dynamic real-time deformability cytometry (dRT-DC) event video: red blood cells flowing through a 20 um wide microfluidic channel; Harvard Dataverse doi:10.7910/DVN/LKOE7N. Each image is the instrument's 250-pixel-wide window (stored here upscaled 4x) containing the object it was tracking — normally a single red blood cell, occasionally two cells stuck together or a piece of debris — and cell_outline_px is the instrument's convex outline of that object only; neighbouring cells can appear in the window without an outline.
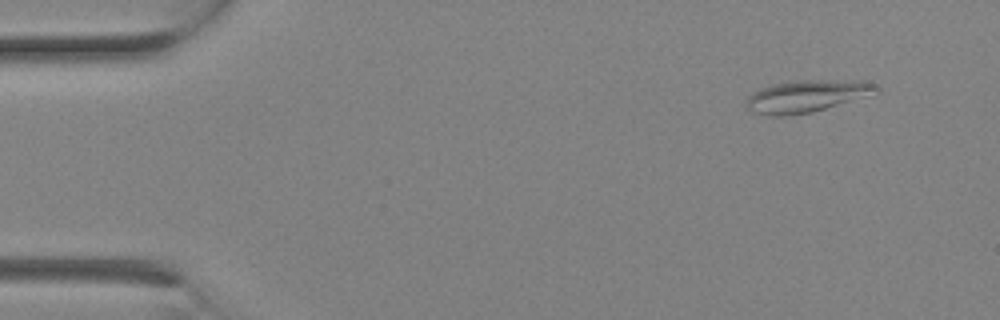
{"species": "Egyptian fruit bat (a non-hibernating species)", "species_latin": "Rousettus aegyptiacus", "temperature_condition": "room temperature", "stored_images_in_passage": 2, "camera_frame_rate_fps": 3000, "um_per_image_px": 0.085, "animal": {"sex": "female"}, "frame": {"image": 1, "passage_image": 1, "time_ms": 0.0, "image_size_px": [1000, 320], "cell_outline_px": [[880, 92], [812, 112], [784, 116], [768, 116], [752, 112], [744, 104], [748, 96], [752, 92], [760, 88], [772, 84], [796, 80], [864, 80], [876, 84], [880, 88]], "centroid_in_image_um": [68.56, 8.16], "position_along_channel_um": 16.4, "area_um2": 24.62}}